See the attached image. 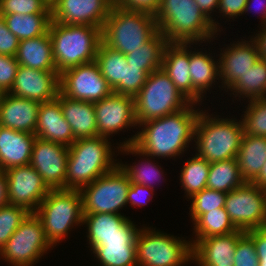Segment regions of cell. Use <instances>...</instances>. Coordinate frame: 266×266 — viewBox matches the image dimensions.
I'll return each instance as SVG.
<instances>
[{
	"label": "cell",
	"instance_id": "22",
	"mask_svg": "<svg viewBox=\"0 0 266 266\" xmlns=\"http://www.w3.org/2000/svg\"><path fill=\"white\" fill-rule=\"evenodd\" d=\"M40 103L10 93L0 102V125L16 131L35 134Z\"/></svg>",
	"mask_w": 266,
	"mask_h": 266
},
{
	"label": "cell",
	"instance_id": "45",
	"mask_svg": "<svg viewBox=\"0 0 266 266\" xmlns=\"http://www.w3.org/2000/svg\"><path fill=\"white\" fill-rule=\"evenodd\" d=\"M18 68L16 57L0 54V89L4 93L13 87Z\"/></svg>",
	"mask_w": 266,
	"mask_h": 266
},
{
	"label": "cell",
	"instance_id": "56",
	"mask_svg": "<svg viewBox=\"0 0 266 266\" xmlns=\"http://www.w3.org/2000/svg\"><path fill=\"white\" fill-rule=\"evenodd\" d=\"M3 95H4V92L0 89V102L2 100Z\"/></svg>",
	"mask_w": 266,
	"mask_h": 266
},
{
	"label": "cell",
	"instance_id": "16",
	"mask_svg": "<svg viewBox=\"0 0 266 266\" xmlns=\"http://www.w3.org/2000/svg\"><path fill=\"white\" fill-rule=\"evenodd\" d=\"M113 5V0H52L51 21L102 29Z\"/></svg>",
	"mask_w": 266,
	"mask_h": 266
},
{
	"label": "cell",
	"instance_id": "25",
	"mask_svg": "<svg viewBox=\"0 0 266 266\" xmlns=\"http://www.w3.org/2000/svg\"><path fill=\"white\" fill-rule=\"evenodd\" d=\"M36 136L0 125V169L28 165Z\"/></svg>",
	"mask_w": 266,
	"mask_h": 266
},
{
	"label": "cell",
	"instance_id": "17",
	"mask_svg": "<svg viewBox=\"0 0 266 266\" xmlns=\"http://www.w3.org/2000/svg\"><path fill=\"white\" fill-rule=\"evenodd\" d=\"M97 136L108 138L112 134L137 126L135 99L132 96L112 92L106 98L94 103Z\"/></svg>",
	"mask_w": 266,
	"mask_h": 266
},
{
	"label": "cell",
	"instance_id": "8",
	"mask_svg": "<svg viewBox=\"0 0 266 266\" xmlns=\"http://www.w3.org/2000/svg\"><path fill=\"white\" fill-rule=\"evenodd\" d=\"M134 99L137 124L173 114L191 103L162 69L149 74Z\"/></svg>",
	"mask_w": 266,
	"mask_h": 266
},
{
	"label": "cell",
	"instance_id": "50",
	"mask_svg": "<svg viewBox=\"0 0 266 266\" xmlns=\"http://www.w3.org/2000/svg\"><path fill=\"white\" fill-rule=\"evenodd\" d=\"M247 0H219L218 2V13H222V16L228 18H237L238 15H242L245 10Z\"/></svg>",
	"mask_w": 266,
	"mask_h": 266
},
{
	"label": "cell",
	"instance_id": "10",
	"mask_svg": "<svg viewBox=\"0 0 266 266\" xmlns=\"http://www.w3.org/2000/svg\"><path fill=\"white\" fill-rule=\"evenodd\" d=\"M130 185V178L117 165L112 171L98 177L80 190L83 214H120L118 211L127 205Z\"/></svg>",
	"mask_w": 266,
	"mask_h": 266
},
{
	"label": "cell",
	"instance_id": "21",
	"mask_svg": "<svg viewBox=\"0 0 266 266\" xmlns=\"http://www.w3.org/2000/svg\"><path fill=\"white\" fill-rule=\"evenodd\" d=\"M34 135L67 147L75 141L71 126L63 116L60 92L55 99L40 103Z\"/></svg>",
	"mask_w": 266,
	"mask_h": 266
},
{
	"label": "cell",
	"instance_id": "7",
	"mask_svg": "<svg viewBox=\"0 0 266 266\" xmlns=\"http://www.w3.org/2000/svg\"><path fill=\"white\" fill-rule=\"evenodd\" d=\"M34 213L42 222L47 240L54 246L66 238L71 227L83 224L81 192L50 189Z\"/></svg>",
	"mask_w": 266,
	"mask_h": 266
},
{
	"label": "cell",
	"instance_id": "24",
	"mask_svg": "<svg viewBox=\"0 0 266 266\" xmlns=\"http://www.w3.org/2000/svg\"><path fill=\"white\" fill-rule=\"evenodd\" d=\"M138 234H111L91 250L102 266H138L136 238Z\"/></svg>",
	"mask_w": 266,
	"mask_h": 266
},
{
	"label": "cell",
	"instance_id": "34",
	"mask_svg": "<svg viewBox=\"0 0 266 266\" xmlns=\"http://www.w3.org/2000/svg\"><path fill=\"white\" fill-rule=\"evenodd\" d=\"M244 183L236 158L210 163L207 188L228 193Z\"/></svg>",
	"mask_w": 266,
	"mask_h": 266
},
{
	"label": "cell",
	"instance_id": "23",
	"mask_svg": "<svg viewBox=\"0 0 266 266\" xmlns=\"http://www.w3.org/2000/svg\"><path fill=\"white\" fill-rule=\"evenodd\" d=\"M191 44L194 43L169 42L164 49L161 69L169 76L180 93L193 103L188 49Z\"/></svg>",
	"mask_w": 266,
	"mask_h": 266
},
{
	"label": "cell",
	"instance_id": "55",
	"mask_svg": "<svg viewBox=\"0 0 266 266\" xmlns=\"http://www.w3.org/2000/svg\"><path fill=\"white\" fill-rule=\"evenodd\" d=\"M258 1H260V0H258ZM257 0H247V3H246V6H245V10H244V13H246V12H248V11H250V9H251V7H252V2H255V3H259ZM265 1V0H264ZM261 3H259L260 5H262L260 8H261V11L263 12V13H261L263 16H262V20H261V22H262V24L264 25L265 24V22H266V3H264L263 2V4H265V5H263L262 4V0L260 1ZM266 2V1H265ZM258 4V5H259ZM265 6V7H264ZM260 8H259V10H260ZM263 8V9H262ZM256 9H257V7H256ZM252 10V9H251ZM252 12V11H251ZM257 13V12H256ZM259 14V13H258Z\"/></svg>",
	"mask_w": 266,
	"mask_h": 266
},
{
	"label": "cell",
	"instance_id": "43",
	"mask_svg": "<svg viewBox=\"0 0 266 266\" xmlns=\"http://www.w3.org/2000/svg\"><path fill=\"white\" fill-rule=\"evenodd\" d=\"M149 72H144L141 66L125 64L124 81H121L114 89V93L135 97L145 84Z\"/></svg>",
	"mask_w": 266,
	"mask_h": 266
},
{
	"label": "cell",
	"instance_id": "15",
	"mask_svg": "<svg viewBox=\"0 0 266 266\" xmlns=\"http://www.w3.org/2000/svg\"><path fill=\"white\" fill-rule=\"evenodd\" d=\"M68 147L36 137L29 165L49 189H66Z\"/></svg>",
	"mask_w": 266,
	"mask_h": 266
},
{
	"label": "cell",
	"instance_id": "32",
	"mask_svg": "<svg viewBox=\"0 0 266 266\" xmlns=\"http://www.w3.org/2000/svg\"><path fill=\"white\" fill-rule=\"evenodd\" d=\"M195 240L191 242L192 247L206 237L223 236L238 231V228L231 221L228 213L223 208L201 214L194 221Z\"/></svg>",
	"mask_w": 266,
	"mask_h": 266
},
{
	"label": "cell",
	"instance_id": "5",
	"mask_svg": "<svg viewBox=\"0 0 266 266\" xmlns=\"http://www.w3.org/2000/svg\"><path fill=\"white\" fill-rule=\"evenodd\" d=\"M235 120L213 118L201 110L195 125L196 155L210 163L236 158L244 131Z\"/></svg>",
	"mask_w": 266,
	"mask_h": 266
},
{
	"label": "cell",
	"instance_id": "39",
	"mask_svg": "<svg viewBox=\"0 0 266 266\" xmlns=\"http://www.w3.org/2000/svg\"><path fill=\"white\" fill-rule=\"evenodd\" d=\"M226 194L222 191H216L209 188H204L199 193L194 194L190 199L192 200L190 213L193 222L201 215L217 208L225 207Z\"/></svg>",
	"mask_w": 266,
	"mask_h": 266
},
{
	"label": "cell",
	"instance_id": "31",
	"mask_svg": "<svg viewBox=\"0 0 266 266\" xmlns=\"http://www.w3.org/2000/svg\"><path fill=\"white\" fill-rule=\"evenodd\" d=\"M168 43L167 38L159 30L142 47L125 55L127 63L141 66L144 72L152 73L159 70L163 61L164 49Z\"/></svg>",
	"mask_w": 266,
	"mask_h": 266
},
{
	"label": "cell",
	"instance_id": "47",
	"mask_svg": "<svg viewBox=\"0 0 266 266\" xmlns=\"http://www.w3.org/2000/svg\"><path fill=\"white\" fill-rule=\"evenodd\" d=\"M18 46L19 39L10 32L3 16L0 15V54L15 57Z\"/></svg>",
	"mask_w": 266,
	"mask_h": 266
},
{
	"label": "cell",
	"instance_id": "42",
	"mask_svg": "<svg viewBox=\"0 0 266 266\" xmlns=\"http://www.w3.org/2000/svg\"><path fill=\"white\" fill-rule=\"evenodd\" d=\"M51 14L49 0H0V15Z\"/></svg>",
	"mask_w": 266,
	"mask_h": 266
},
{
	"label": "cell",
	"instance_id": "12",
	"mask_svg": "<svg viewBox=\"0 0 266 266\" xmlns=\"http://www.w3.org/2000/svg\"><path fill=\"white\" fill-rule=\"evenodd\" d=\"M225 210L238 230L266 227V190L245 182L226 194Z\"/></svg>",
	"mask_w": 266,
	"mask_h": 266
},
{
	"label": "cell",
	"instance_id": "41",
	"mask_svg": "<svg viewBox=\"0 0 266 266\" xmlns=\"http://www.w3.org/2000/svg\"><path fill=\"white\" fill-rule=\"evenodd\" d=\"M29 213L23 207L10 204L0 208V250Z\"/></svg>",
	"mask_w": 266,
	"mask_h": 266
},
{
	"label": "cell",
	"instance_id": "38",
	"mask_svg": "<svg viewBox=\"0 0 266 266\" xmlns=\"http://www.w3.org/2000/svg\"><path fill=\"white\" fill-rule=\"evenodd\" d=\"M241 119L244 134L266 137V97L248 101Z\"/></svg>",
	"mask_w": 266,
	"mask_h": 266
},
{
	"label": "cell",
	"instance_id": "46",
	"mask_svg": "<svg viewBox=\"0 0 266 266\" xmlns=\"http://www.w3.org/2000/svg\"><path fill=\"white\" fill-rule=\"evenodd\" d=\"M161 0H113L115 6L130 11H139L156 15Z\"/></svg>",
	"mask_w": 266,
	"mask_h": 266
},
{
	"label": "cell",
	"instance_id": "20",
	"mask_svg": "<svg viewBox=\"0 0 266 266\" xmlns=\"http://www.w3.org/2000/svg\"><path fill=\"white\" fill-rule=\"evenodd\" d=\"M245 234L238 230L228 235L200 239L192 247V263L199 266H234L238 240Z\"/></svg>",
	"mask_w": 266,
	"mask_h": 266
},
{
	"label": "cell",
	"instance_id": "1",
	"mask_svg": "<svg viewBox=\"0 0 266 266\" xmlns=\"http://www.w3.org/2000/svg\"><path fill=\"white\" fill-rule=\"evenodd\" d=\"M193 105L195 103H190L183 110L138 124L139 128L143 127L142 131L120 142V148H117L128 155L150 158L179 156L195 137V125L201 110H195Z\"/></svg>",
	"mask_w": 266,
	"mask_h": 266
},
{
	"label": "cell",
	"instance_id": "33",
	"mask_svg": "<svg viewBox=\"0 0 266 266\" xmlns=\"http://www.w3.org/2000/svg\"><path fill=\"white\" fill-rule=\"evenodd\" d=\"M6 26L19 41L44 35L51 22V14H11L3 16Z\"/></svg>",
	"mask_w": 266,
	"mask_h": 266
},
{
	"label": "cell",
	"instance_id": "40",
	"mask_svg": "<svg viewBox=\"0 0 266 266\" xmlns=\"http://www.w3.org/2000/svg\"><path fill=\"white\" fill-rule=\"evenodd\" d=\"M118 165L130 178L131 183L147 186L151 189L154 188L152 182L159 181L158 179H161L163 174V171L159 170L161 167L149 161V158H147V161L145 159V162L142 161V163L134 164L133 166H128V164H122L121 162H118Z\"/></svg>",
	"mask_w": 266,
	"mask_h": 266
},
{
	"label": "cell",
	"instance_id": "4",
	"mask_svg": "<svg viewBox=\"0 0 266 266\" xmlns=\"http://www.w3.org/2000/svg\"><path fill=\"white\" fill-rule=\"evenodd\" d=\"M48 32L52 42L57 72L96 60L102 42V29L92 25H67L50 22Z\"/></svg>",
	"mask_w": 266,
	"mask_h": 266
},
{
	"label": "cell",
	"instance_id": "54",
	"mask_svg": "<svg viewBox=\"0 0 266 266\" xmlns=\"http://www.w3.org/2000/svg\"><path fill=\"white\" fill-rule=\"evenodd\" d=\"M259 188L266 190V161L257 177L251 182Z\"/></svg>",
	"mask_w": 266,
	"mask_h": 266
},
{
	"label": "cell",
	"instance_id": "3",
	"mask_svg": "<svg viewBox=\"0 0 266 266\" xmlns=\"http://www.w3.org/2000/svg\"><path fill=\"white\" fill-rule=\"evenodd\" d=\"M108 141V138L95 136L75 140L68 147L66 189L81 190L118 165Z\"/></svg>",
	"mask_w": 266,
	"mask_h": 266
},
{
	"label": "cell",
	"instance_id": "35",
	"mask_svg": "<svg viewBox=\"0 0 266 266\" xmlns=\"http://www.w3.org/2000/svg\"><path fill=\"white\" fill-rule=\"evenodd\" d=\"M235 92V97L247 98L248 100L266 97V59L259 58L237 82L230 88ZM245 95V96H244Z\"/></svg>",
	"mask_w": 266,
	"mask_h": 266
},
{
	"label": "cell",
	"instance_id": "48",
	"mask_svg": "<svg viewBox=\"0 0 266 266\" xmlns=\"http://www.w3.org/2000/svg\"><path fill=\"white\" fill-rule=\"evenodd\" d=\"M254 242L259 266H266V227L245 232Z\"/></svg>",
	"mask_w": 266,
	"mask_h": 266
},
{
	"label": "cell",
	"instance_id": "52",
	"mask_svg": "<svg viewBox=\"0 0 266 266\" xmlns=\"http://www.w3.org/2000/svg\"><path fill=\"white\" fill-rule=\"evenodd\" d=\"M9 205L8 180L6 172L0 169V208Z\"/></svg>",
	"mask_w": 266,
	"mask_h": 266
},
{
	"label": "cell",
	"instance_id": "49",
	"mask_svg": "<svg viewBox=\"0 0 266 266\" xmlns=\"http://www.w3.org/2000/svg\"><path fill=\"white\" fill-rule=\"evenodd\" d=\"M154 189H151L147 186H143V185H138V184H134L131 183L128 192H127V204L130 203V205L132 206H139L142 207L144 205L147 204L148 201H150V198H152V196L150 195L149 192H151V194L153 193ZM144 195L148 196V200L147 197H145L146 199L142 201V197H144Z\"/></svg>",
	"mask_w": 266,
	"mask_h": 266
},
{
	"label": "cell",
	"instance_id": "37",
	"mask_svg": "<svg viewBox=\"0 0 266 266\" xmlns=\"http://www.w3.org/2000/svg\"><path fill=\"white\" fill-rule=\"evenodd\" d=\"M210 162L195 155L185 162L180 171V183L183 186L187 198L207 188Z\"/></svg>",
	"mask_w": 266,
	"mask_h": 266
},
{
	"label": "cell",
	"instance_id": "2",
	"mask_svg": "<svg viewBox=\"0 0 266 266\" xmlns=\"http://www.w3.org/2000/svg\"><path fill=\"white\" fill-rule=\"evenodd\" d=\"M155 19L168 42H211L218 35L194 0H161Z\"/></svg>",
	"mask_w": 266,
	"mask_h": 266
},
{
	"label": "cell",
	"instance_id": "27",
	"mask_svg": "<svg viewBox=\"0 0 266 266\" xmlns=\"http://www.w3.org/2000/svg\"><path fill=\"white\" fill-rule=\"evenodd\" d=\"M63 116L71 126L75 140L97 136V121L94 103L74 100L60 92Z\"/></svg>",
	"mask_w": 266,
	"mask_h": 266
},
{
	"label": "cell",
	"instance_id": "28",
	"mask_svg": "<svg viewBox=\"0 0 266 266\" xmlns=\"http://www.w3.org/2000/svg\"><path fill=\"white\" fill-rule=\"evenodd\" d=\"M15 57L19 65L41 71H57L48 31L39 37L19 41Z\"/></svg>",
	"mask_w": 266,
	"mask_h": 266
},
{
	"label": "cell",
	"instance_id": "18",
	"mask_svg": "<svg viewBox=\"0 0 266 266\" xmlns=\"http://www.w3.org/2000/svg\"><path fill=\"white\" fill-rule=\"evenodd\" d=\"M60 92V74L57 71H41L19 65L13 87V96L39 103L55 99Z\"/></svg>",
	"mask_w": 266,
	"mask_h": 266
},
{
	"label": "cell",
	"instance_id": "13",
	"mask_svg": "<svg viewBox=\"0 0 266 266\" xmlns=\"http://www.w3.org/2000/svg\"><path fill=\"white\" fill-rule=\"evenodd\" d=\"M60 92L71 99L96 103L113 90L101 75L96 61L80 64L60 73Z\"/></svg>",
	"mask_w": 266,
	"mask_h": 266
},
{
	"label": "cell",
	"instance_id": "51",
	"mask_svg": "<svg viewBox=\"0 0 266 266\" xmlns=\"http://www.w3.org/2000/svg\"><path fill=\"white\" fill-rule=\"evenodd\" d=\"M195 3L198 5L202 13L212 22L214 29L219 32L220 27L219 23L215 22L212 18L211 13L216 11L214 8L218 9V2L219 0H194ZM219 27V28H218Z\"/></svg>",
	"mask_w": 266,
	"mask_h": 266
},
{
	"label": "cell",
	"instance_id": "19",
	"mask_svg": "<svg viewBox=\"0 0 266 266\" xmlns=\"http://www.w3.org/2000/svg\"><path fill=\"white\" fill-rule=\"evenodd\" d=\"M232 43L226 47L223 53H220L219 60V78L222 86L227 91L237 82L239 78L256 64L260 55L254 40Z\"/></svg>",
	"mask_w": 266,
	"mask_h": 266
},
{
	"label": "cell",
	"instance_id": "29",
	"mask_svg": "<svg viewBox=\"0 0 266 266\" xmlns=\"http://www.w3.org/2000/svg\"><path fill=\"white\" fill-rule=\"evenodd\" d=\"M236 160L242 179L251 183L266 161V137L244 134Z\"/></svg>",
	"mask_w": 266,
	"mask_h": 266
},
{
	"label": "cell",
	"instance_id": "6",
	"mask_svg": "<svg viewBox=\"0 0 266 266\" xmlns=\"http://www.w3.org/2000/svg\"><path fill=\"white\" fill-rule=\"evenodd\" d=\"M158 31L154 15L113 5L102 28V42L126 55L142 47Z\"/></svg>",
	"mask_w": 266,
	"mask_h": 266
},
{
	"label": "cell",
	"instance_id": "9",
	"mask_svg": "<svg viewBox=\"0 0 266 266\" xmlns=\"http://www.w3.org/2000/svg\"><path fill=\"white\" fill-rule=\"evenodd\" d=\"M191 242L156 231L155 228H141L136 238L137 264L138 266H184L186 262L192 260Z\"/></svg>",
	"mask_w": 266,
	"mask_h": 266
},
{
	"label": "cell",
	"instance_id": "36",
	"mask_svg": "<svg viewBox=\"0 0 266 266\" xmlns=\"http://www.w3.org/2000/svg\"><path fill=\"white\" fill-rule=\"evenodd\" d=\"M95 61L100 68L101 75L112 90L121 81H124L125 64H128L125 54L111 49L109 46L101 42Z\"/></svg>",
	"mask_w": 266,
	"mask_h": 266
},
{
	"label": "cell",
	"instance_id": "26",
	"mask_svg": "<svg viewBox=\"0 0 266 266\" xmlns=\"http://www.w3.org/2000/svg\"><path fill=\"white\" fill-rule=\"evenodd\" d=\"M83 224L87 225V238L91 250L102 238L111 234H138L139 230L128 217L112 213L83 214Z\"/></svg>",
	"mask_w": 266,
	"mask_h": 266
},
{
	"label": "cell",
	"instance_id": "44",
	"mask_svg": "<svg viewBox=\"0 0 266 266\" xmlns=\"http://www.w3.org/2000/svg\"><path fill=\"white\" fill-rule=\"evenodd\" d=\"M234 266H259L253 240L245 233L237 242Z\"/></svg>",
	"mask_w": 266,
	"mask_h": 266
},
{
	"label": "cell",
	"instance_id": "14",
	"mask_svg": "<svg viewBox=\"0 0 266 266\" xmlns=\"http://www.w3.org/2000/svg\"><path fill=\"white\" fill-rule=\"evenodd\" d=\"M5 172L9 204L34 213L50 191L41 175L29 164L10 168Z\"/></svg>",
	"mask_w": 266,
	"mask_h": 266
},
{
	"label": "cell",
	"instance_id": "30",
	"mask_svg": "<svg viewBox=\"0 0 266 266\" xmlns=\"http://www.w3.org/2000/svg\"><path fill=\"white\" fill-rule=\"evenodd\" d=\"M210 54L190 50V76L193 86V103L202 102L204 92L219 79V61L215 62ZM218 77V78H217Z\"/></svg>",
	"mask_w": 266,
	"mask_h": 266
},
{
	"label": "cell",
	"instance_id": "11",
	"mask_svg": "<svg viewBox=\"0 0 266 266\" xmlns=\"http://www.w3.org/2000/svg\"><path fill=\"white\" fill-rule=\"evenodd\" d=\"M51 247L42 222L35 213H29L1 248L0 257L12 266H32Z\"/></svg>",
	"mask_w": 266,
	"mask_h": 266
},
{
	"label": "cell",
	"instance_id": "53",
	"mask_svg": "<svg viewBox=\"0 0 266 266\" xmlns=\"http://www.w3.org/2000/svg\"><path fill=\"white\" fill-rule=\"evenodd\" d=\"M261 26L262 31H258L259 33L255 37L253 36L252 39L257 45L260 58L266 59V25L261 24Z\"/></svg>",
	"mask_w": 266,
	"mask_h": 266
}]
</instances>
